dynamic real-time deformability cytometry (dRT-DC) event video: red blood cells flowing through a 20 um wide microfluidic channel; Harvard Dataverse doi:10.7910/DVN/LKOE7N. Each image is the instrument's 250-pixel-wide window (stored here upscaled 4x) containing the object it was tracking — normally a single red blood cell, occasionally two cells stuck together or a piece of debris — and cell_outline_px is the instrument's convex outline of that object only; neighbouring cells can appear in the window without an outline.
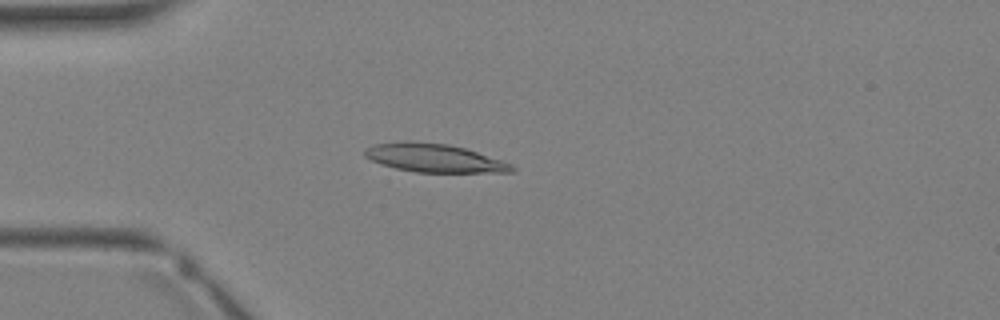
{"species": "Egyptian fruit bat (a non-hibernating species)", "species_latin": "Rousettus aegyptiacus", "temperature_condition": "warm", "stored_images_in_passage": 30, "camera_frame_rate_fps": 3000, "um_per_image_px": 0.085, "animal": {"sex": "female"}, "frame": {"image": 1, "passage_image": 5, "time_ms": 1.333, "image_size_px": [1000, 320], "cell_outline_px": [[516, 168], [512, 172], [416, 172], [396, 168], [372, 160], [364, 156], [364, 148], [372, 144], [448, 144], [464, 148], [504, 160], [512, 164]], "centroid_in_image_um": [37.01, 13.47], "position_along_channel_um": 48.0, "area_um2": 23.29}}
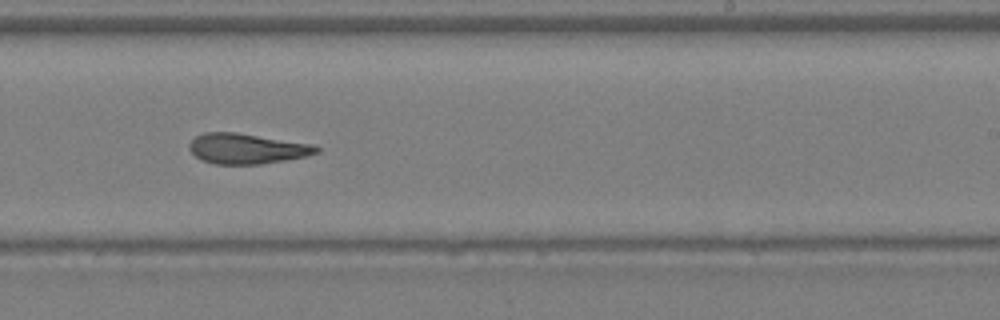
{"frame": {"image": 2, "passage_image": 17, "time_ms": 5.333, "image_size_px": [1000, 320], "cell_outline_px": [[320, 152], [304, 156], [284, 160], [260, 164], [216, 164], [200, 160], [188, 148], [188, 144], [196, 136], [204, 132], [236, 132], [316, 144], [320, 148]], "centroid_in_image_um": [20.99, 12.62], "position_along_channel_um": 268.0, "area_um2": 22.6}}
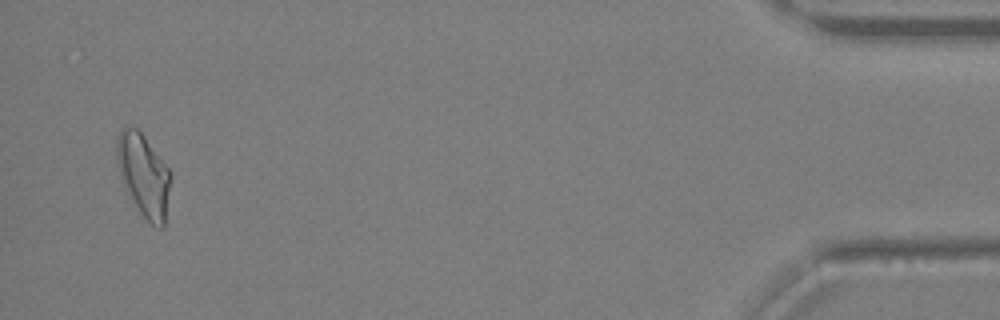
{"frame": {"image": 3, "passage_image": 29, "time_ms": 9.333, "image_size_px": [1000, 320], "cell_outline_px": [[172, 176], [164, 228], [160, 228], [152, 224], [140, 212], [120, 176], [116, 160], [116, 140], [120, 128], [136, 128], [144, 136], [172, 172]], "centroid_in_image_um": [12.23, 14.87], "position_along_channel_um": 423.0, "area_um2": 25.66}}